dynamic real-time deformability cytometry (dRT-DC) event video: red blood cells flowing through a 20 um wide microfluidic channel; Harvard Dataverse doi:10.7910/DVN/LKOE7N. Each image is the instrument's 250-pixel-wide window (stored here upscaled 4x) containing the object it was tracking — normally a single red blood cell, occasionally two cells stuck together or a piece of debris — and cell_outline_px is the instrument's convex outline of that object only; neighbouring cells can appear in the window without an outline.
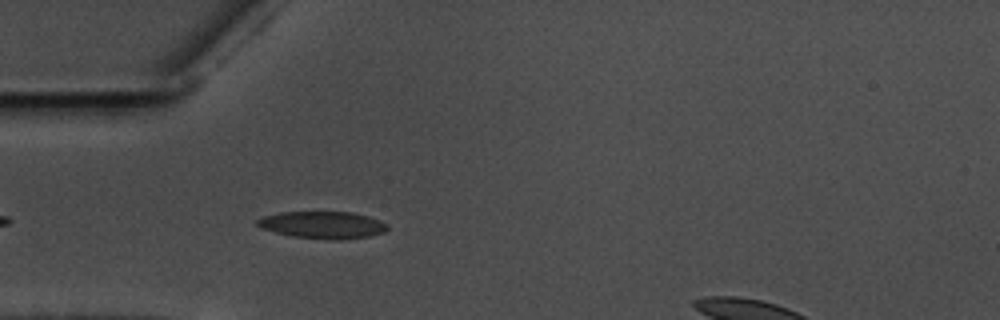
{"species": "common noctule bat (a hibernating species)", "species_latin": "Nyctalus noctula", "temperature_condition": "warm", "stored_images_in_passage": 40, "camera_frame_rate_fps": 3000, "um_per_image_px": 0.085, "animal": {"sex": "male", "body_mass_g": 17.5, "forearm_length_mm": 52.3}, "frame": {"image": 1, "passage_image": 4, "time_ms": 1.0, "image_size_px": [1000, 320], "cell_outline_px": [[388, 228], [384, 232], [368, 236], [340, 240], [328, 240], [292, 236], [260, 228], [256, 224], [256, 220], [264, 216], [280, 212], [352, 212], [368, 216], [380, 220], [388, 224]], "centroid_in_image_um": [27.43, 19.12], "position_along_channel_um": 57.6, "area_um2": 20.63}}
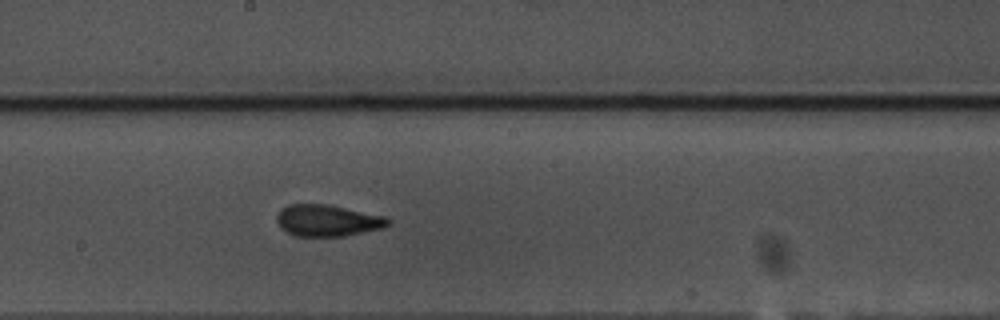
{"frame": {"image": 2, "passage_image": 18, "time_ms": 5.667, "image_size_px": [1000, 320], "cell_outline_px": [[392, 220], [388, 224], [380, 228], [344, 236], [292, 236], [280, 228], [276, 220], [276, 216], [280, 208], [288, 204], [328, 204], [384, 216]], "centroid_in_image_um": [27.76, 18.74], "position_along_channel_um": 220.4, "area_um2": 20.52}}
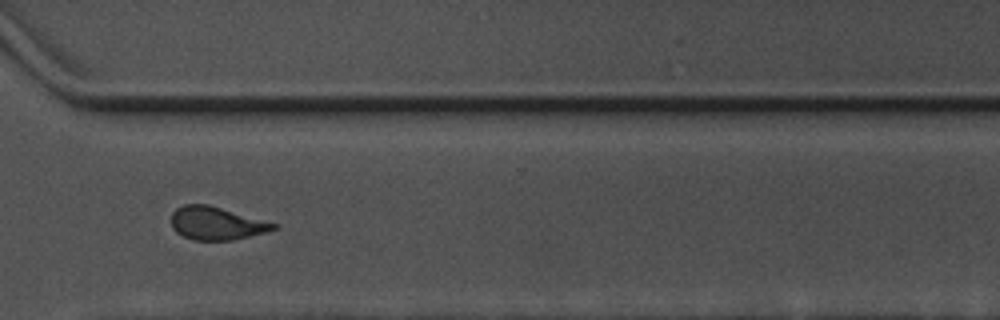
{"frame": {"image": 3, "passage_image": 29, "time_ms": 9.333, "image_size_px": [1000, 320], "cell_outline_px": [[276, 228], [268, 232], [232, 240], [196, 240], [184, 236], [176, 232], [172, 228], [172, 212], [176, 208], [184, 204], [208, 204], [276, 224]], "centroid_in_image_um": [18.36, 18.98], "position_along_channel_um": 352.2, "area_um2": 19.42}}